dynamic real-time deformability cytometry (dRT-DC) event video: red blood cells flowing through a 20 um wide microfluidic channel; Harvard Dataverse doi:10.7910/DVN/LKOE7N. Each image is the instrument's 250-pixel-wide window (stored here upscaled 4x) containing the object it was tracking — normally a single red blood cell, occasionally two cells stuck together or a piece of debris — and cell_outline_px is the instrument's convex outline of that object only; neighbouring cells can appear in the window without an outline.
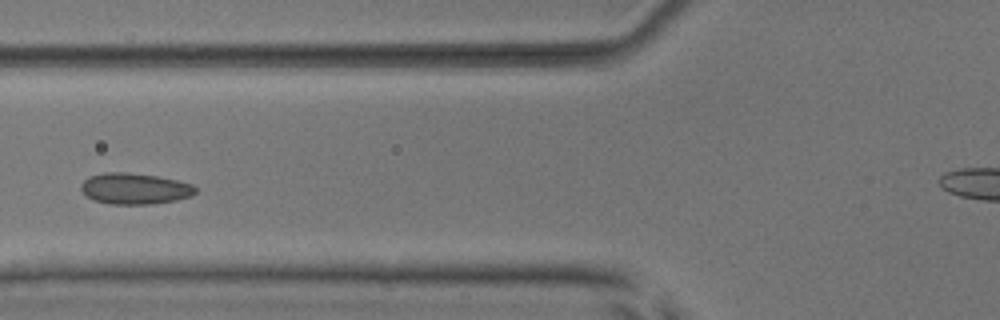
{"species": "common noctule bat (a hibernating species)", "species_latin": "Nyctalus noctula", "temperature_condition": "room temperature", "stored_images_in_passage": 3, "camera_frame_rate_fps": 3000, "um_per_image_px": 0.085, "animal": {"sex": "male", "body_mass_g": 17.9, "forearm_length_mm": 54.2}, "frame": {"image": 1, "passage_image": 3, "time_ms": 2.333, "image_size_px": [1000, 320], "cell_outline_px": [[196, 192], [192, 196], [176, 200], [152, 204], [112, 204], [96, 200], [88, 196], [80, 188], [80, 184], [88, 176], [104, 172], [128, 172], [156, 176], [176, 180], [192, 184], [196, 188]], "centroid_in_image_um": [11.46, 16.02], "position_along_channel_um": 114.3, "area_um2": 20.69}}